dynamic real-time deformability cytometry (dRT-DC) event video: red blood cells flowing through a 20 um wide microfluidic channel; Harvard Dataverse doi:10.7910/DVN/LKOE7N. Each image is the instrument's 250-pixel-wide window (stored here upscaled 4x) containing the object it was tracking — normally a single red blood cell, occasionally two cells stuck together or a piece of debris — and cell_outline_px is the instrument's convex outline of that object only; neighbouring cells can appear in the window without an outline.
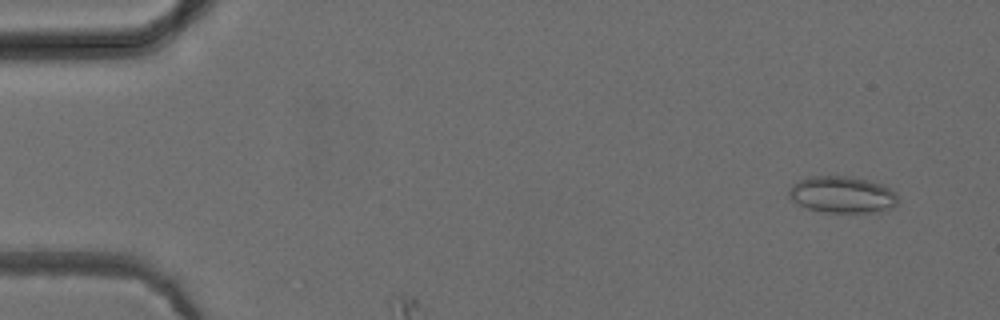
{"species": "common noctule bat (a hibernating species)", "species_latin": "Nyctalus noctula", "temperature_condition": "cold", "stored_images_in_passage": 5, "camera_frame_rate_fps": 3000, "um_per_image_px": 0.085, "animal": {"sex": "female", "body_mass_g": 24.6, "forearm_length_mm": 56.2}, "frame": {"image": 1, "passage_image": 2, "time_ms": 0.333, "image_size_px": [1000, 320], "cell_outline_px": [[896, 204], [892, 208], [876, 212], [828, 212], [808, 208], [792, 200], [788, 196], [788, 192], [792, 184], [800, 180], [812, 176], [848, 176], [868, 180], [880, 184], [896, 192]], "centroid_in_image_um": [71.58, 16.54], "position_along_channel_um": 13.4, "area_um2": 23.0}}